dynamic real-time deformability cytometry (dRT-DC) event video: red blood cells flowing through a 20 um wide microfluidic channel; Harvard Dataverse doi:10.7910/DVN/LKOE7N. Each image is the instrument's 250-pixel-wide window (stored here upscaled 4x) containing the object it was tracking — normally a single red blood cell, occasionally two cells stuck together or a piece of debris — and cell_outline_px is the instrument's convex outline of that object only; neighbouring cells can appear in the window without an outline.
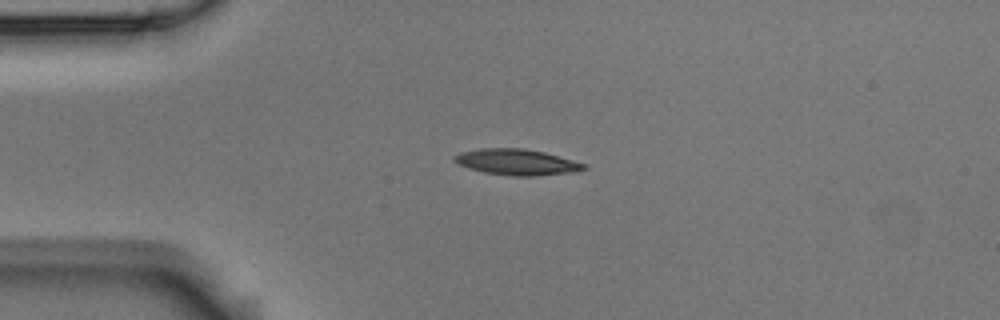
{"species": "Egyptian fruit bat (a non-hibernating species)", "species_latin": "Rousettus aegyptiacus", "temperature_condition": "room temperature", "stored_images_in_passage": 9, "camera_frame_rate_fps": 3000, "um_per_image_px": 0.085, "animal": {"sex": "male"}, "frame": {"image": 1, "passage_image": 2, "time_ms": 0.333, "image_size_px": [1000, 320], "cell_outline_px": [[588, 168], [576, 172], [536, 176], [512, 176], [484, 172], [468, 168], [456, 164], [452, 160], [452, 156], [460, 152], [480, 148], [524, 148], [544, 152], [572, 160], [584, 164]], "centroid_in_image_um": [43.87, 13.78], "position_along_channel_um": 41.1, "area_um2": 19.77}}
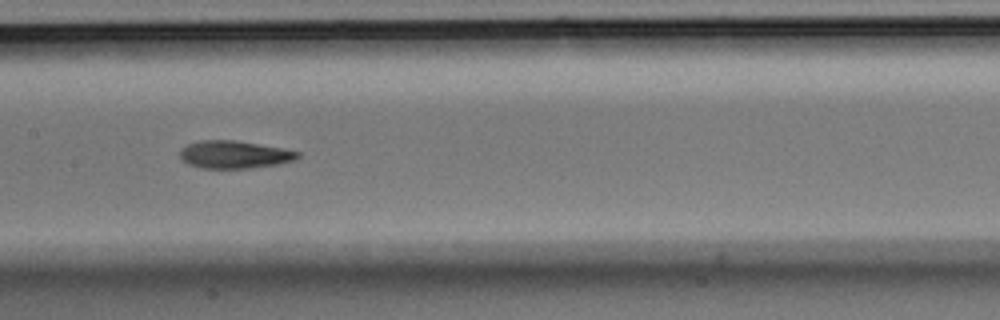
{"frame": {"image": 2, "passage_image": 6, "time_ms": 1.667, "image_size_px": [1000, 320], "cell_outline_px": [[300, 156], [296, 160], [280, 164], [252, 168], [204, 168], [188, 164], [180, 156], [180, 152], [188, 144], [200, 140], [236, 140], [280, 148], [300, 152]], "centroid_in_image_um": [19.96, 13.14], "position_along_channel_um": 187.4, "area_um2": 18.84}}
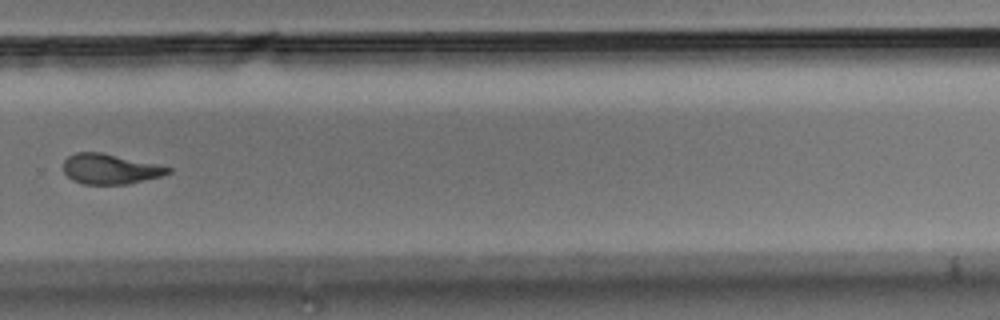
{"frame": {"image": 3, "passage_image": 9, "time_ms": 2.667, "image_size_px": [1000, 320], "cell_outline_px": [[172, 172], [160, 176], [128, 184], [84, 184], [72, 180], [64, 172], [64, 160], [68, 156], [76, 152], [100, 152], [156, 164], [172, 168]], "centroid_in_image_um": [9.34, 14.36], "position_along_channel_um": 320.5, "area_um2": 18.21}}